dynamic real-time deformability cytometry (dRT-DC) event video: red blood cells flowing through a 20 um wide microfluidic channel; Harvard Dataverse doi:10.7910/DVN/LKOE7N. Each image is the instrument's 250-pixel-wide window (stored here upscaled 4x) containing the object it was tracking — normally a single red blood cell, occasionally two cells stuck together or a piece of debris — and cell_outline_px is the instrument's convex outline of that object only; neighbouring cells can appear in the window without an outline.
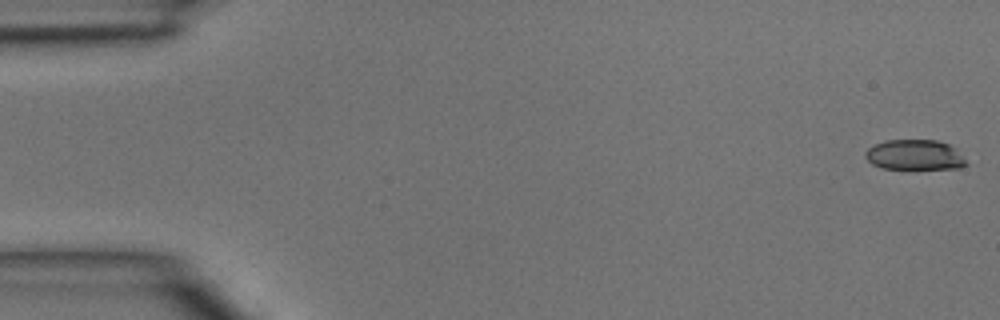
{"species": "common noctule bat (a hibernating species)", "species_latin": "Nyctalus noctula", "temperature_condition": "room temperature", "stored_images_in_passage": 2, "segment_of_instrument_passage": [2, 2], "camera_frame_rate_fps": 3000, "um_per_image_px": 0.085, "animal": {"sex": "male", "body_mass_g": 15.6}, "frame": {"image": 1, "passage_image": 2, "time_ms": 0.333, "image_size_px": [1000, 320], "cell_outline_px": [[968, 164], [960, 168], [884, 168], [872, 164], [864, 156], [864, 152], [868, 148], [884, 140], [936, 140], [948, 144], [956, 148], [964, 156]], "centroid_in_image_um": [77.77, 13.15], "position_along_channel_um": 7.2, "area_um2": 17.74}}